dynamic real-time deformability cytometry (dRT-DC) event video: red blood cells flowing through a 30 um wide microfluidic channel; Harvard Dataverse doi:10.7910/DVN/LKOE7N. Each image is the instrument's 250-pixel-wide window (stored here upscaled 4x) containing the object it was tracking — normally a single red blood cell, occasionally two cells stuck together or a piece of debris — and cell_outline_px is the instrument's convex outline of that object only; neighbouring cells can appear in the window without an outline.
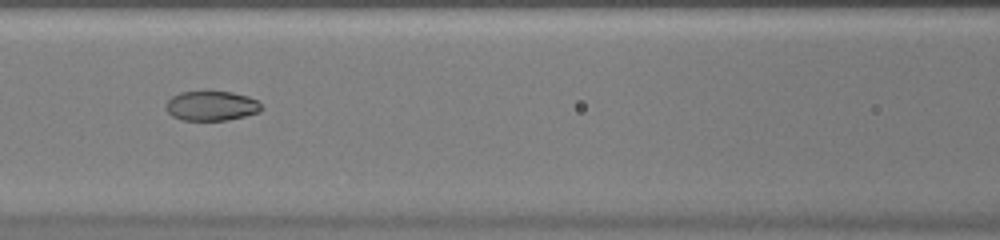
{"species": "common noctule bat (a hibernating species)", "species_latin": "Nyctalus noctula", "temperature_condition": "warm", "stored_images_in_passage": 48, "camera_frame_rate_fps": 3000, "um_per_image_px": 0.085, "animal": {"sex": "female", "body_mass_g": 20.0, "forearm_length_mm": 54.0}, "frame": {"image": 1, "passage_image": 22, "time_ms": 7.0, "image_size_px": [1000, 240], "cell_outline_px": [[264, 108], [260, 112], [228, 120], [184, 120], [172, 116], [168, 112], [164, 104], [172, 96], [180, 92], [232, 92], [248, 96], [256, 100]], "centroid_in_image_um": [17.98, 9.0], "position_along_channel_um": 148.6, "area_um2": 16.47}}
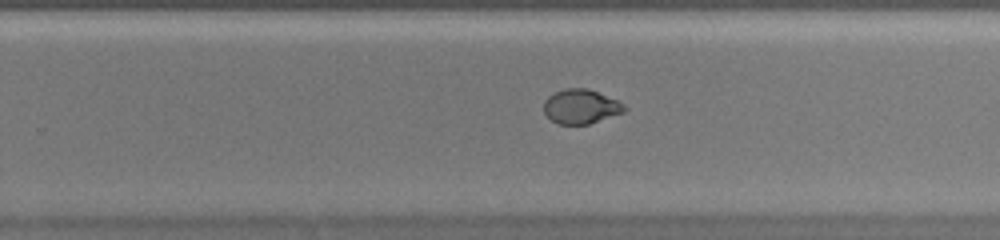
{"frame": {"image": 2, "passage_image": 31, "time_ms": 10.0, "image_size_px": [1000, 240], "cell_outline_px": [[628, 108], [624, 112], [588, 124], [556, 124], [544, 112], [544, 100], [548, 96], [564, 88], [588, 88], [616, 100], [624, 104]], "centroid_in_image_um": [49.37, 9.05], "position_along_channel_um": 280.4, "area_um2": 16.07}}
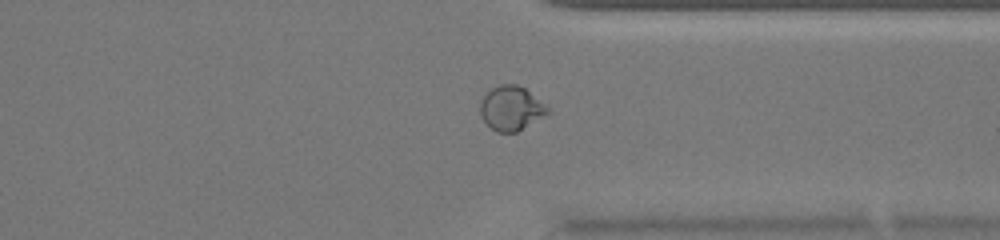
{"frame": {"image": 3, "passage_image": 37, "time_ms": 12.0, "image_size_px": [1000, 240], "cell_outline_px": [[552, 112], [516, 132], [496, 132], [480, 116], [480, 100], [492, 88], [500, 84], [516, 84], [524, 88], [548, 108]], "centroid_in_image_um": [43.43, 9.21], "position_along_channel_um": 368.0, "area_um2": 17.17}}